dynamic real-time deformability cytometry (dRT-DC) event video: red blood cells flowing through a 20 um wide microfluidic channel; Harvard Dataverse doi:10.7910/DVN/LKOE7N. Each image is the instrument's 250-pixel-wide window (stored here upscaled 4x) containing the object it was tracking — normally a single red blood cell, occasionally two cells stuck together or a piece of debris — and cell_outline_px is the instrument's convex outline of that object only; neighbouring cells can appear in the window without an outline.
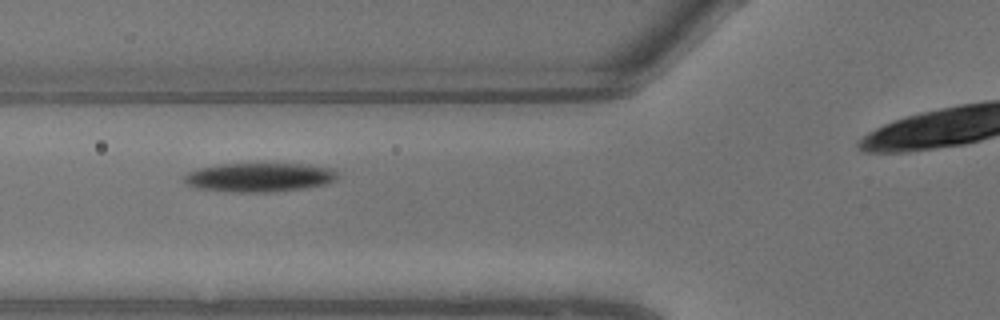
{"species": "common noctule bat (a hibernating species)", "species_latin": "Nyctalus noctula", "temperature_condition": "warm", "stored_images_in_passage": 5, "camera_frame_rate_fps": 3000, "um_per_image_px": 0.085, "animal": {"sex": "male", "body_mass_g": 13.3}, "frame": {"image": 1, "passage_image": 4, "time_ms": 1.0, "image_size_px": [1000, 320], "cell_outline_px": [[340, 176], [336, 180], [328, 184], [304, 188], [272, 192], [236, 192], [196, 188], [184, 184], [184, 176], [188, 172], [200, 168], [220, 164], [304, 164], [336, 168]], "centroid_in_image_um": [22.11, 15.07], "position_along_channel_um": 103.7, "area_um2": 26.18}}